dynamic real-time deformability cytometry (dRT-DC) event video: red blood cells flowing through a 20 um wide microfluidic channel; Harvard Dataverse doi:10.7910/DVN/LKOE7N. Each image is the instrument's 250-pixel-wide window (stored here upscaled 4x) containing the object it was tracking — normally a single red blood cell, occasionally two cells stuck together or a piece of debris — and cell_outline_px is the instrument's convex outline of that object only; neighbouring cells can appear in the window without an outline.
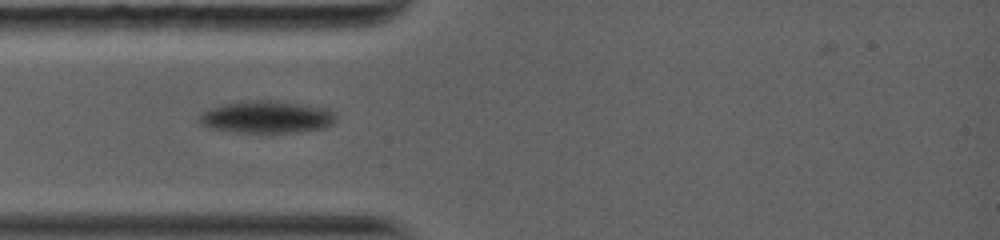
{"species": "common noctule bat (a hibernating species)", "species_latin": "Nyctalus noctula", "temperature_condition": "warm", "stored_images_in_passage": 32, "camera_frame_rate_fps": 5000, "um_per_image_px": 0.085, "animal": {"sex": "female", "body_mass_g": 19.0, "forearm_length_mm": 56.7}, "frame": {"image": 1, "passage_image": 3, "time_ms": 1.0, "image_size_px": [1000, 240], "cell_outline_px": [[336, 120], [332, 124], [324, 128], [296, 132], [236, 132], [208, 128], [200, 124], [200, 116], [208, 108], [220, 104], [248, 100], [272, 100], [328, 108], [336, 116]], "centroid_in_image_um": [22.65, 9.94], "position_along_channel_um": 62.3, "area_um2": 25.72}}
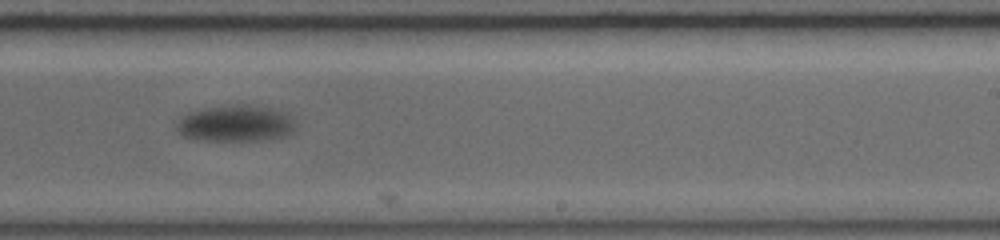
{"frame": {"image": 2, "passage_image": 15, "time_ms": 7.2, "image_size_px": [1000, 240], "cell_outline_px": [[296, 128], [288, 136], [264, 140], [196, 140], [184, 136], [176, 128], [176, 120], [180, 116], [188, 112], [204, 108], [236, 104], [248, 104], [288, 112], [292, 116]], "centroid_in_image_um": [20.04, 10.48], "position_along_channel_um": 269.0, "area_um2": 25.66}}
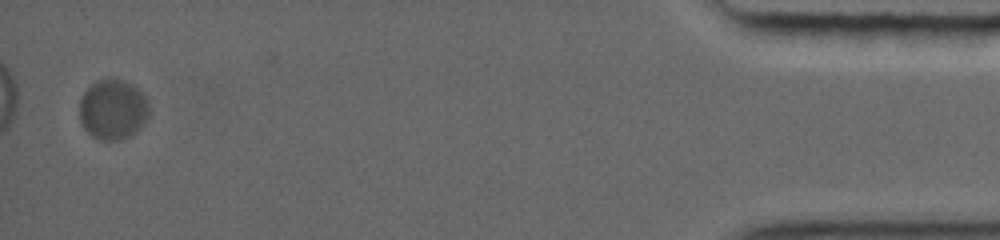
{"frame": {"image": 3, "passage_image": 31, "time_ms": 15.4, "image_size_px": [1000, 240], "cell_outline_px": [[148, 116], [144, 124], [140, 128], [128, 136], [120, 140], [100, 140], [92, 136], [84, 128], [80, 120], [80, 96], [96, 80], [108, 76], [124, 80], [132, 84], [148, 100]], "centroid_in_image_um": [9.58, 9.28], "position_along_channel_um": 425.6, "area_um2": 24.62}}